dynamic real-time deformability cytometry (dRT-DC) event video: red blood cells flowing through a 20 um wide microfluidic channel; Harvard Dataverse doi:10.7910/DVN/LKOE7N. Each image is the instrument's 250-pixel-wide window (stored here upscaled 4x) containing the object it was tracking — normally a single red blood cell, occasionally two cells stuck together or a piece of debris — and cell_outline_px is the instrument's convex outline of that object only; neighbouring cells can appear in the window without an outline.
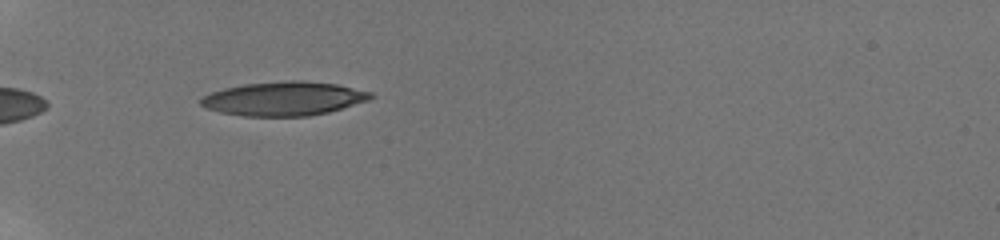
{"species": "human", "species_latin": "Homo sapiens", "temperature_condition": "room temperature", "stored_images_in_passage": 9, "camera_frame_rate_fps": 3000, "um_per_image_px": 0.085, "donor": {"sex": "male"}, "frame": {"image": 1, "passage_image": 4, "time_ms": 0.667, "image_size_px": [1000, 240], "cell_outline_px": [[376, 96], [368, 100], [328, 112], [308, 116], [244, 116], [220, 112], [208, 108], [200, 104], [200, 100], [204, 96], [212, 92], [224, 88], [244, 84], [288, 80], [300, 80], [336, 84], [372, 92]], "centroid_in_image_um": [24.14, 8.38], "position_along_channel_um": 60.9, "area_um2": 33.41}}
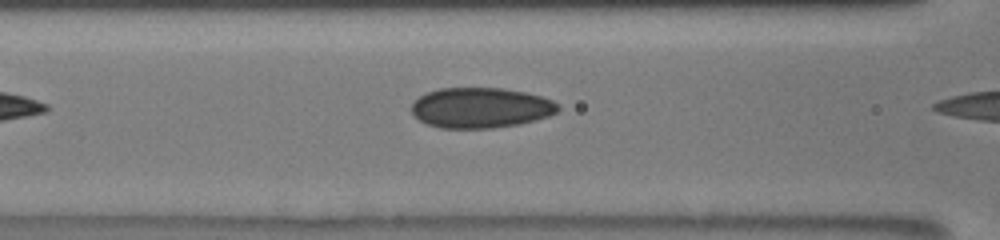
{"frame": {"image": 2, "passage_image": 7, "time_ms": 1.667, "image_size_px": [1000, 240], "cell_outline_px": [[560, 108], [556, 112], [548, 116], [520, 124], [492, 128], [440, 128], [428, 124], [420, 120], [412, 112], [412, 104], [420, 96], [428, 92], [440, 88], [500, 88], [524, 92], [540, 96], [552, 100], [560, 104]], "centroid_in_image_um": [40.88, 9.16], "position_along_channel_um": 125.7, "area_um2": 34.28}}